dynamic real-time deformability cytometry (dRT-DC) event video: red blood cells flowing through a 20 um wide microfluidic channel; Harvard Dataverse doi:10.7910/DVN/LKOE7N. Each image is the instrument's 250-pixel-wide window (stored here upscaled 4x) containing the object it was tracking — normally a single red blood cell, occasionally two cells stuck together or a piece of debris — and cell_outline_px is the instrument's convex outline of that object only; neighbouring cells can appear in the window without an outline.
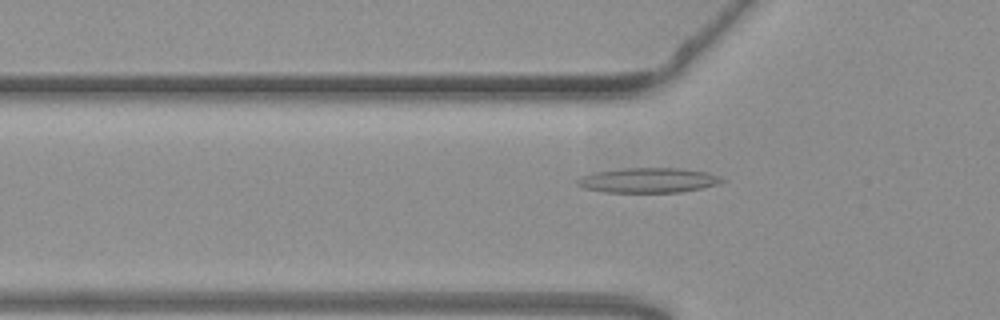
{"species": "common noctule bat (a hibernating species)", "species_latin": "Nyctalus noctula", "temperature_condition": "warm", "stored_images_in_passage": 40, "camera_frame_rate_fps": 3000, "um_per_image_px": 0.085, "animal": {"sex": "female", "body_mass_g": 19.3, "forearm_length_mm": 54.1}, "frame": {"image": 1, "passage_image": 3, "time_ms": 0.667, "image_size_px": [1000, 320], "cell_outline_px": [[724, 180], [716, 184], [700, 188], [680, 192], [604, 192], [584, 188], [576, 184], [576, 180], [592, 172], [620, 168], [680, 168], [704, 172], [720, 176]], "centroid_in_image_um": [55.04, 15.32], "position_along_channel_um": 70.8, "area_um2": 20.81}}
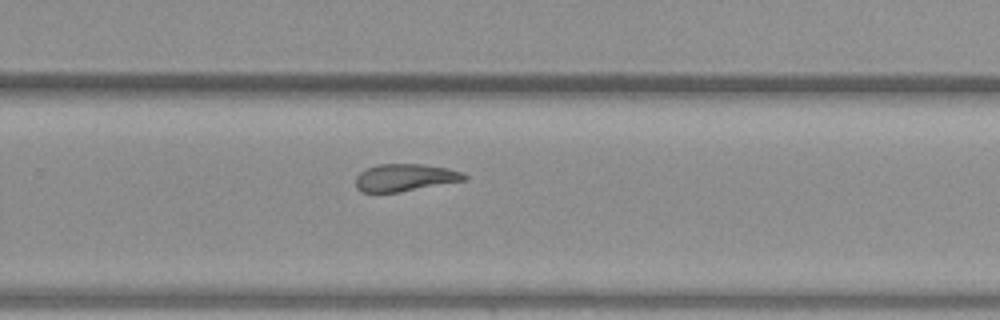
{"frame": {"image": 2, "passage_image": 21, "time_ms": 6.667, "image_size_px": [1000, 320], "cell_outline_px": [[468, 176], [464, 180], [400, 192], [360, 192], [356, 188], [356, 176], [364, 168], [380, 164], [424, 164], [448, 168], [464, 172]], "centroid_in_image_um": [34.4, 15.08], "position_along_channel_um": 295.4, "area_um2": 17.4}}
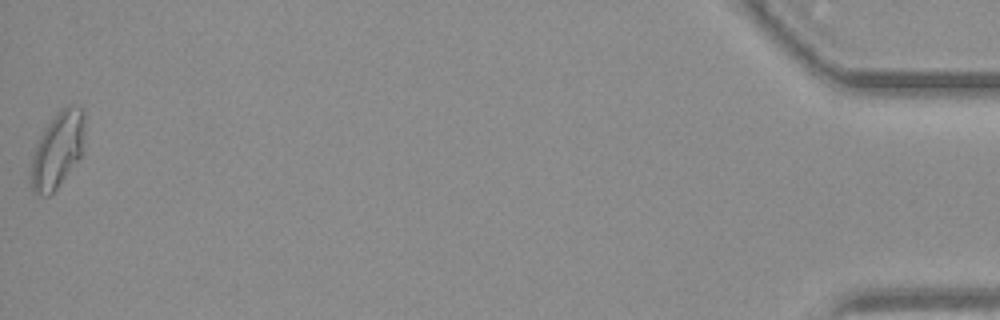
{"frame": {"image": 3, "passage_image": 40, "time_ms": 13.0, "image_size_px": [1000, 320], "cell_outline_px": [[84, 136], [80, 156], [56, 188], [48, 196], [44, 196], [32, 192], [32, 156], [36, 144], [44, 128], [56, 112], [60, 108], [68, 104], [72, 104], [84, 108]], "centroid_in_image_um": [4.9, 12.66], "position_along_channel_um": 430.3, "area_um2": 23.52}}